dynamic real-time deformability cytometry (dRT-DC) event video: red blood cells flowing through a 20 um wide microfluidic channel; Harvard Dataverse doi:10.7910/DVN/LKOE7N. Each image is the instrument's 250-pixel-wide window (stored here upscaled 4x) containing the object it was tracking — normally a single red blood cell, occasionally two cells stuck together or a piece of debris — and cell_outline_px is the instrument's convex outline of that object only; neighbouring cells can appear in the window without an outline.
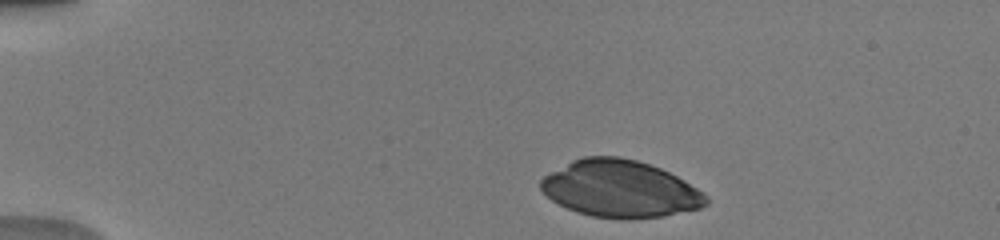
{"species": "human", "species_latin": "Homo sapiens", "temperature_condition": "warm", "stored_images_in_passage": 18, "camera_frame_rate_fps": 3000, "um_per_image_px": 0.085, "donor": {"sex": "male"}, "frame": {"image": 1, "passage_image": 2, "time_ms": 0.333, "image_size_px": [1000, 240], "cell_outline_px": [[708, 204], [700, 208], [664, 216], [632, 220], [616, 220], [592, 216], [576, 212], [552, 200], [540, 188], [540, 180], [544, 176], [572, 160], [584, 156], [620, 156], [636, 160], [660, 168], [684, 180], [704, 192], [708, 196]], "centroid_in_image_um": [52.73, 16.07], "position_along_channel_um": 32.3, "area_um2": 55.2}}